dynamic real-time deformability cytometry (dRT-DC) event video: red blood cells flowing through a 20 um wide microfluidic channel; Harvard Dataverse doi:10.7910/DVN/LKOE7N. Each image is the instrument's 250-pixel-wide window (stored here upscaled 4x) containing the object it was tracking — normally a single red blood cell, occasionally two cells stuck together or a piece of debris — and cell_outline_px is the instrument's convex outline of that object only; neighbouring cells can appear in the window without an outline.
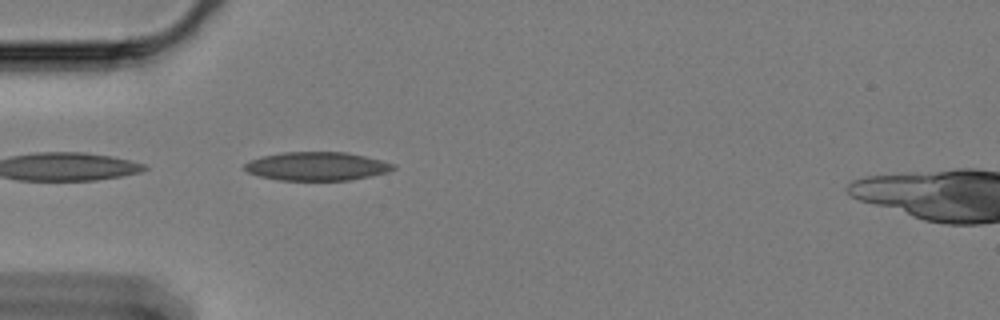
{"species": "Egyptian fruit bat (a non-hibernating species)", "species_latin": "Rousettus aegyptiacus", "temperature_condition": "cold", "stored_images_in_passage": 23, "camera_frame_rate_fps": 3000, "um_per_image_px": 0.085, "animal": {"sex": "female"}, "frame": {"image": 1, "passage_image": 2, "time_ms": 0.333, "image_size_px": [1000, 320], "cell_outline_px": [[396, 168], [388, 172], [348, 180], [280, 180], [260, 176], [248, 172], [244, 168], [244, 164], [248, 160], [260, 156], [280, 152], [344, 152], [364, 156], [396, 164]], "centroid_in_image_um": [26.89, 14.12], "position_along_channel_um": 58.1, "area_um2": 24.68}}
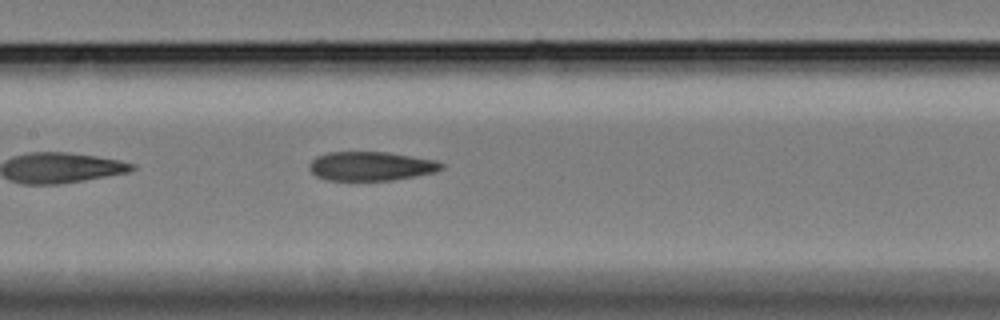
{"frame": {"image": 2, "passage_image": 13, "time_ms": 4.0, "image_size_px": [1000, 320], "cell_outline_px": [[444, 168], [436, 172], [392, 180], [328, 180], [316, 176], [308, 168], [308, 164], [316, 156], [328, 152], [388, 152], [436, 160], [444, 164]], "centroid_in_image_um": [31.53, 14.11], "position_along_channel_um": 175.9, "area_um2": 22.43}}
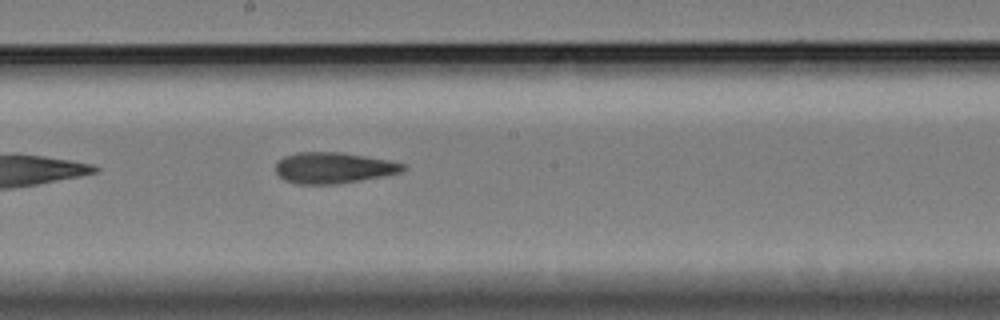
{"frame": {"image": 3, "passage_image": 17, "time_ms": 5.333, "image_size_px": [1000, 320], "cell_outline_px": [[408, 168], [400, 172], [360, 180], [336, 184], [296, 184], [284, 180], [276, 172], [276, 164], [284, 156], [296, 152], [344, 152], [388, 160], [408, 164]], "centroid_in_image_um": [28.35, 14.26], "position_along_channel_um": 219.8, "area_um2": 23.06}}